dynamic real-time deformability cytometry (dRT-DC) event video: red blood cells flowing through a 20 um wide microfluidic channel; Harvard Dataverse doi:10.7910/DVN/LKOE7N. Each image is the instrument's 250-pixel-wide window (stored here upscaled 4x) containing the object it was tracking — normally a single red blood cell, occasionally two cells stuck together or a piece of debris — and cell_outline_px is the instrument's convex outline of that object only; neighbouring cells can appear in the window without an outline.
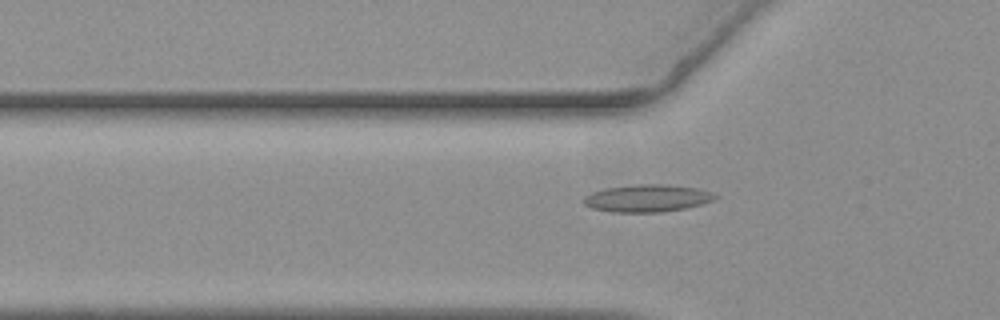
{"species": "common noctule bat (a hibernating species)", "species_latin": "Nyctalus noctula", "temperature_condition": "warm", "stored_images_in_passage": 40, "camera_frame_rate_fps": 3000, "um_per_image_px": 0.085, "animal": {"sex": "female", "body_mass_g": 19.3, "forearm_length_mm": 54.1}, "frame": {"image": 1, "passage_image": 9, "time_ms": 2.667, "image_size_px": [1000, 320], "cell_outline_px": [[720, 196], [712, 200], [700, 204], [684, 208], [660, 212], [612, 212], [592, 208], [584, 204], [584, 196], [592, 192], [604, 188], [632, 184], [668, 184], [696, 188], [712, 192]], "centroid_in_image_um": [55.0, 16.83], "position_along_channel_um": 70.8, "area_um2": 20.98}}
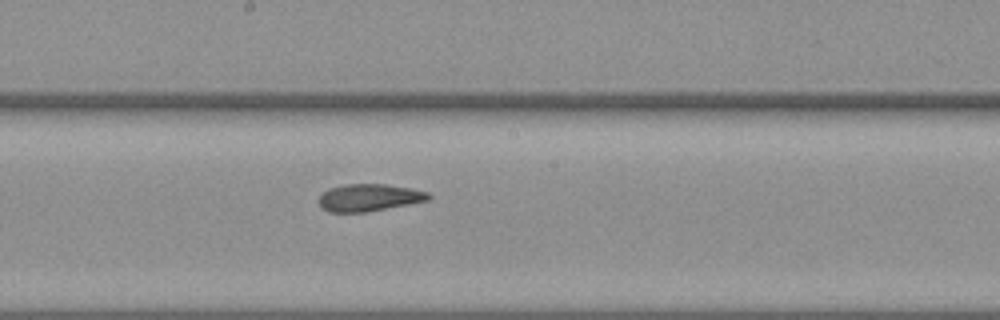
{"frame": {"image": 2, "passage_image": 21, "time_ms": 6.667, "image_size_px": [1000, 320], "cell_outline_px": [[432, 196], [428, 200], [408, 204], [364, 212], [328, 212], [320, 204], [320, 196], [328, 188], [344, 184], [384, 184], [412, 188], [428, 192]], "centroid_in_image_um": [31.38, 16.78], "position_along_channel_um": 216.8, "area_um2": 17.22}}
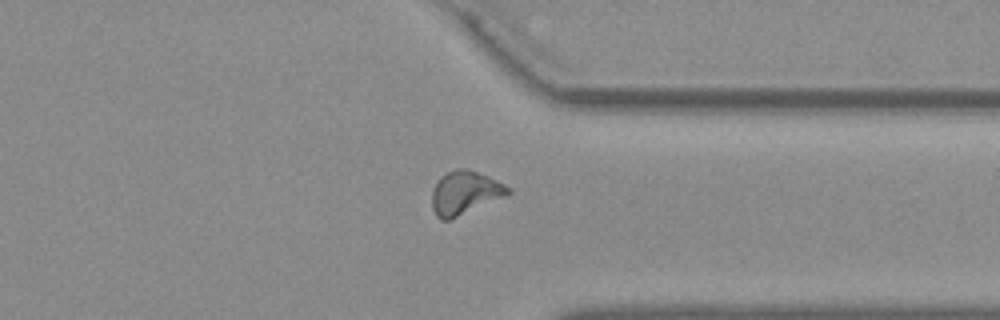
{"frame": {"image": 3, "passage_image": 34, "time_ms": 11.0, "image_size_px": [1000, 320], "cell_outline_px": [[512, 192], [504, 196], [448, 220], [440, 220], [436, 216], [432, 208], [432, 188], [440, 176], [456, 168], [468, 168], [488, 176], [512, 188]], "centroid_in_image_um": [39.48, 16.36], "position_along_channel_um": 371.9, "area_um2": 19.13}}